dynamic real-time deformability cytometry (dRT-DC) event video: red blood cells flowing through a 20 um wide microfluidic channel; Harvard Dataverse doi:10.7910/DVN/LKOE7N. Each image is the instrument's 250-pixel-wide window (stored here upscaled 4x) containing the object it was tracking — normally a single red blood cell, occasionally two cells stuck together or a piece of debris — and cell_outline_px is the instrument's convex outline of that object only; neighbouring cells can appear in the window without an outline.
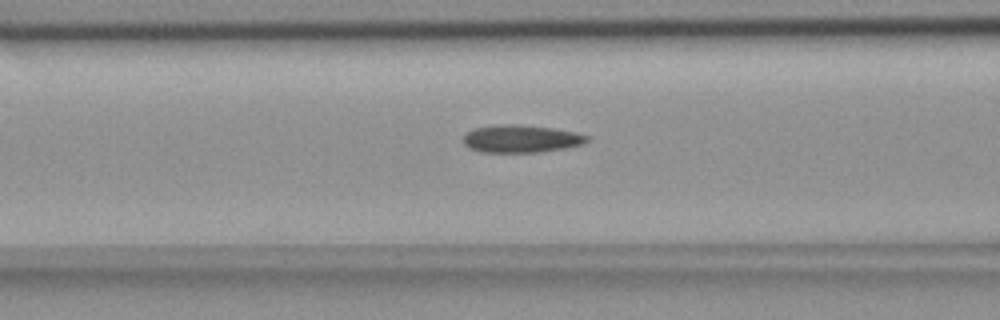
{"species": "common noctule bat (a hibernating species)", "species_latin": "Nyctalus noctula", "temperature_condition": "room temperature", "stored_images_in_passage": 39, "camera_frame_rate_fps": 3000, "um_per_image_px": 0.085, "animal": {"sex": "female", "body_mass_g": 18.4}, "frame": {"image": 1, "passage_image": 7, "time_ms": 2.0, "image_size_px": [1000, 320], "cell_outline_px": [[588, 140], [584, 144], [564, 148], [540, 152], [480, 152], [468, 148], [464, 144], [464, 136], [468, 132], [476, 128], [504, 124], [512, 124], [552, 128], [576, 132], [588, 136]], "centroid_in_image_um": [44.3, 11.8], "position_along_channel_um": 122.3, "area_um2": 19.71}}
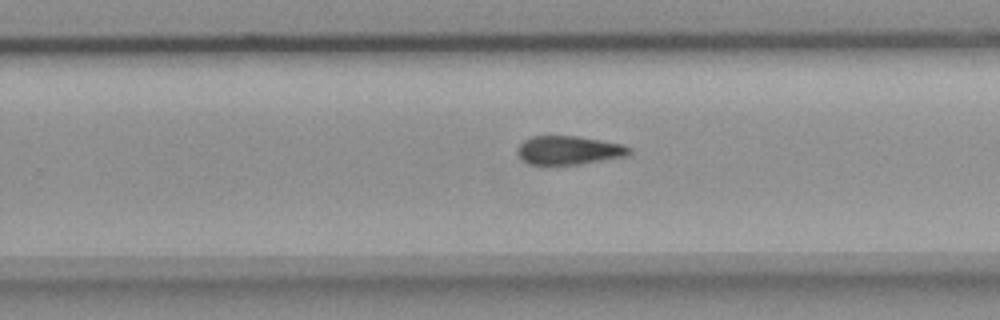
{"frame": {"image": 2, "passage_image": 20, "time_ms": 6.333, "image_size_px": [1000, 320], "cell_outline_px": [[632, 152], [628, 156], [580, 164], [528, 164], [516, 152], [516, 148], [524, 140], [532, 136], [576, 136], [624, 144], [632, 148]], "centroid_in_image_um": [48.39, 12.77], "position_along_channel_um": 281.4, "area_um2": 18.73}}
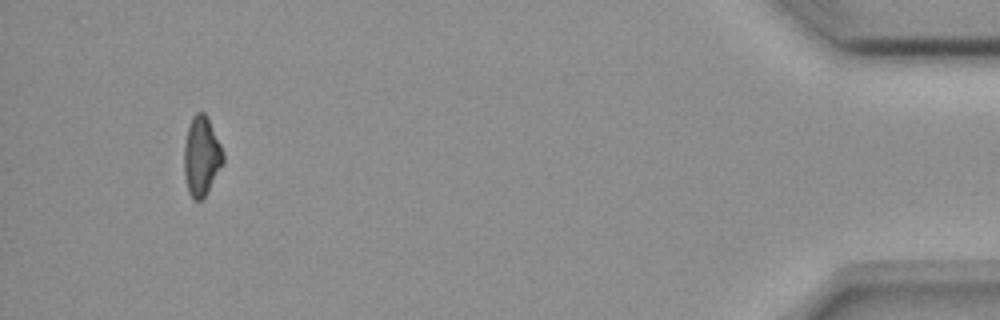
{"frame": {"image": 3, "passage_image": 37, "time_ms": 12.0, "image_size_px": [1000, 320], "cell_outline_px": [[224, 164], [204, 196], [200, 200], [192, 200], [188, 192], [184, 176], [184, 148], [188, 128], [192, 116], [196, 112], [204, 112], [208, 116], [224, 152]], "centroid_in_image_um": [17.13, 13.26], "position_along_channel_um": 418.1, "area_um2": 18.21}, "authors_computed_cell_mechanics": {"area_um2": 19.1318, "velocity_mm_per_s": 3.6959, "shape_relaxation_time_tau1_ms": null, "shape_relaxation_time_tau2_ms": 10.8829, "deformation_change_tau1": null, "deformation_change_tau2": 0.2073}}